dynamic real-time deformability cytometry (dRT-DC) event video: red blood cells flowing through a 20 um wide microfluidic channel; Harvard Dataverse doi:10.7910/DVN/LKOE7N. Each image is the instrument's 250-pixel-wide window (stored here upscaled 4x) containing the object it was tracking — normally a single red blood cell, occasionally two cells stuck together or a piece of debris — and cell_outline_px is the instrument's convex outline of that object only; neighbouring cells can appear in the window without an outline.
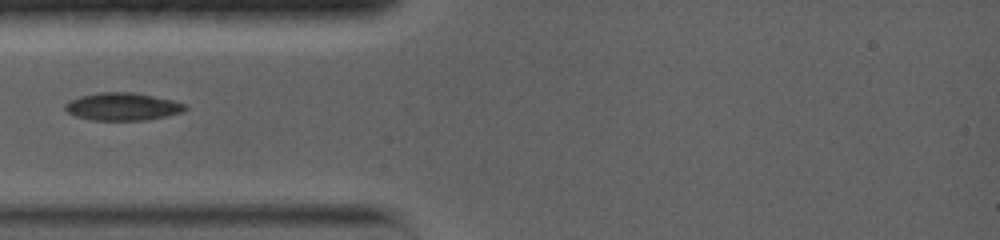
{"species": "common noctule bat (a hibernating species)", "species_latin": "Nyctalus noctula", "temperature_condition": "warm", "stored_images_in_passage": 30, "camera_frame_rate_fps": 5000, "um_per_image_px": 0.085, "animal": {"sex": "female", "body_mass_g": 19.0, "forearm_length_mm": 56.7}, "frame": {"image": 1, "passage_image": 1, "time_ms": 0.0, "image_size_px": [1000, 240], "cell_outline_px": [[188, 108], [184, 112], [144, 120], [92, 120], [76, 116], [68, 112], [64, 108], [64, 104], [80, 96], [100, 92], [132, 92], [172, 100], [188, 104]], "centroid_in_image_um": [10.44, 9.06], "position_along_channel_um": 74.6, "area_um2": 19.25}}
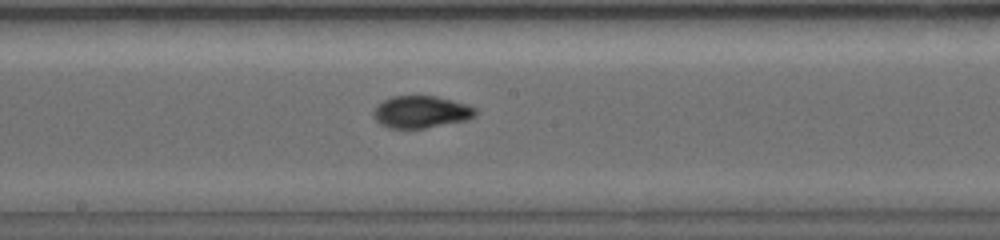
{"frame": {"image": 2, "passage_image": 12, "time_ms": 3.6, "image_size_px": [1000, 240], "cell_outline_px": [[476, 112], [468, 120], [424, 128], [388, 128], [380, 124], [376, 120], [372, 112], [384, 100], [392, 96], [436, 96], [452, 100], [476, 108]], "centroid_in_image_um": [35.77, 9.52], "position_along_channel_um": 212.4, "area_um2": 18.84}}
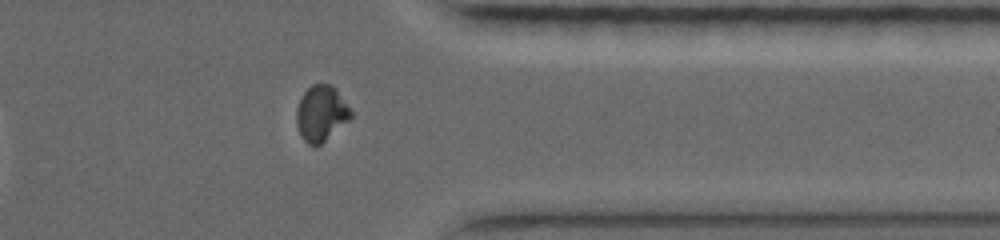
{"frame": {"image": 3, "passage_image": 26, "time_ms": 8.2, "image_size_px": [1000, 240], "cell_outline_px": [[352, 116], [348, 120], [316, 148], [308, 144], [304, 140], [296, 124], [296, 112], [300, 100], [304, 92], [312, 84], [332, 84], [336, 88], [352, 112]], "centroid_in_image_um": [27.29, 9.64], "position_along_channel_um": 384.1, "area_um2": 17.46}}